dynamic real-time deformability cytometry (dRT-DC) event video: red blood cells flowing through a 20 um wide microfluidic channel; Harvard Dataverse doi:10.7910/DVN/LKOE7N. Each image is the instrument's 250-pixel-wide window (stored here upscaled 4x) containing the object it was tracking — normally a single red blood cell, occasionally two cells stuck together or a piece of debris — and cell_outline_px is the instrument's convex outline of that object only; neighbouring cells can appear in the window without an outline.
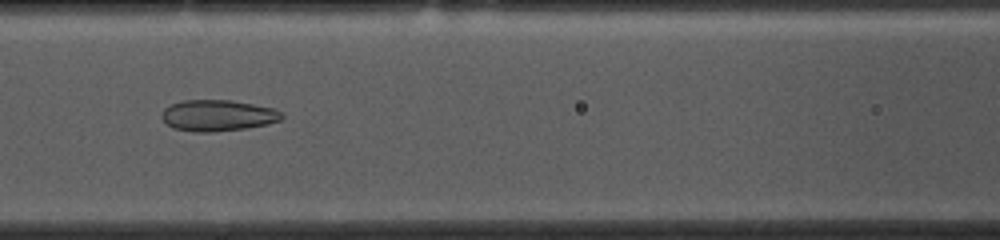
{"species": "common noctule bat (a hibernating species)", "species_latin": "Nyctalus noctula", "temperature_condition": "cold", "stored_images_in_passage": 52, "camera_frame_rate_fps": 3000, "um_per_image_px": 0.085, "animal": {"sex": "female", "body_mass_g": 10.0, "forearm_length_mm": 53.1}, "frame": {"image": 1, "passage_image": 21, "time_ms": 6.667, "image_size_px": [1000, 240], "cell_outline_px": [[284, 116], [280, 120], [268, 124], [244, 128], [212, 132], [192, 132], [172, 128], [160, 116], [164, 108], [172, 104], [184, 100], [232, 100], [276, 108], [284, 112]], "centroid_in_image_um": [18.54, 9.81], "position_along_channel_um": 148.1, "area_um2": 22.02}}
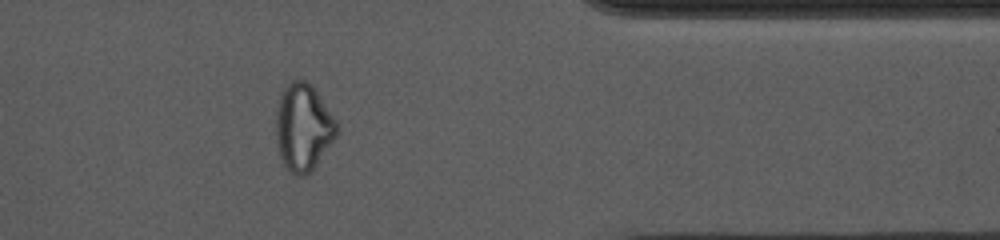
{"frame": {"image": 2, "passage_image": 42, "time_ms": 13.667, "image_size_px": [1000, 240], "cell_outline_px": [[340, 128], [336, 136], [312, 172], [304, 176], [296, 176], [284, 164], [280, 156], [276, 140], [276, 112], [280, 96], [284, 88], [292, 80], [304, 80], [312, 84], [336, 120]], "centroid_in_image_um": [25.79, 10.83], "position_along_channel_um": 385.6, "area_um2": 30.92}}
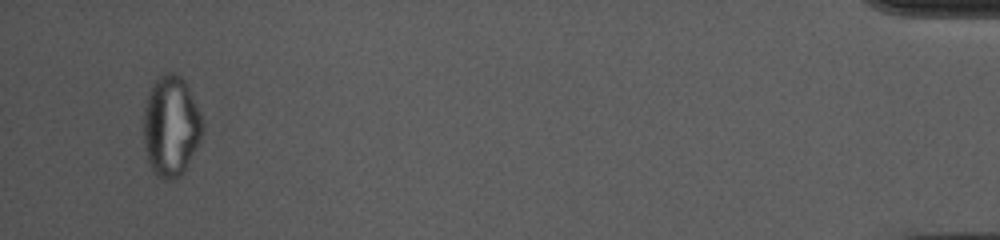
{"frame": {"image": 3, "passage_image": 50, "time_ms": 16.333, "image_size_px": [1000, 240], "cell_outline_px": [[204, 128], [200, 140], [184, 172], [176, 180], [168, 180], [156, 176], [152, 172], [144, 148], [144, 108], [152, 84], [164, 72], [172, 72], [180, 76], [184, 80], [188, 88], [200, 116]], "centroid_in_image_um": [14.51, 10.77], "position_along_channel_um": 420.7, "area_um2": 34.39}, "authors_computed_cell_mechanics": {"area_um2": 27.2238, "velocity_mm_per_s": 3.6936, "shape_relaxation_time_tau1_ms": null, "shape_relaxation_time_tau2_ms": 1.8353, "deformation_change_tau1": null, "deformation_change_tau2": 0.0855}}